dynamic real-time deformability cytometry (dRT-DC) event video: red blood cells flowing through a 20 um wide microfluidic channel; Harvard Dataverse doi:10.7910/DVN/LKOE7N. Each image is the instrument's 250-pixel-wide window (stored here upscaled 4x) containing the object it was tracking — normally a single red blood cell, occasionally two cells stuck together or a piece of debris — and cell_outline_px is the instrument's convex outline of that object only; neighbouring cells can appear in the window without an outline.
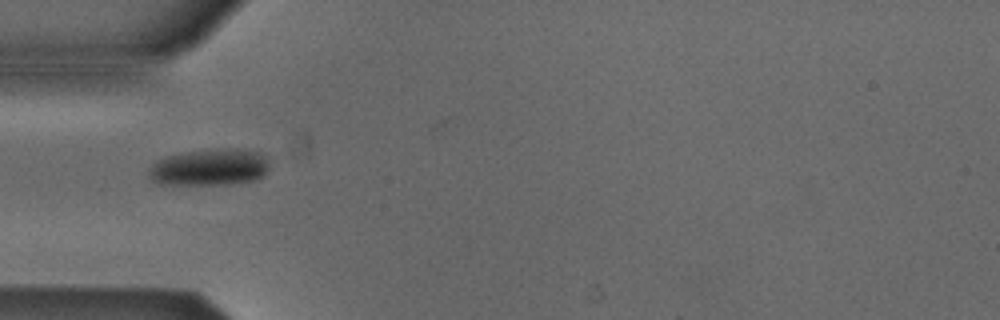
{"species": "Egyptian fruit bat (a non-hibernating species)", "species_latin": "Rousettus aegyptiacus", "temperature_condition": "cold", "stored_images_in_passage": 26, "camera_frame_rate_fps": 3000, "um_per_image_px": 0.085, "animal": {"sex": "male"}, "frame": {"image": 1, "passage_image": 1, "time_ms": 0.0, "image_size_px": [1000, 320], "cell_outline_px": [[268, 168], [264, 176], [256, 180], [228, 184], [156, 184], [148, 176], [148, 168], [156, 160], [164, 156], [188, 152], [220, 148], [232, 148], [260, 152], [268, 156]], "centroid_in_image_um": [17.81, 14.21], "position_along_channel_um": 67.2, "area_um2": 26.13}}
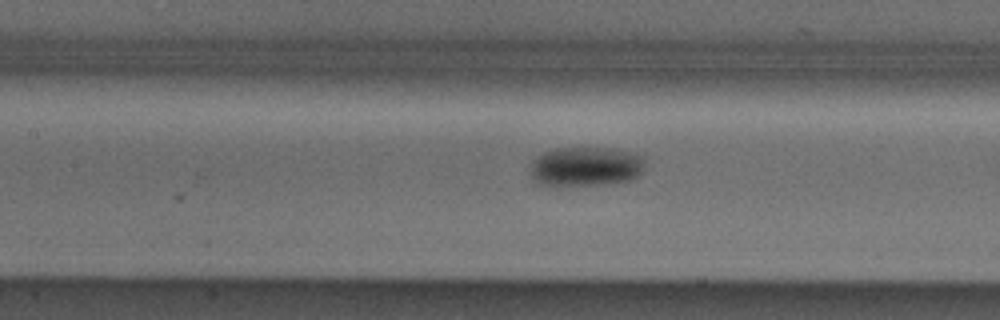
{"frame": {"image": 2, "passage_image": 8, "time_ms": 2.333, "image_size_px": [1000, 320], "cell_outline_px": [[648, 156], [644, 168], [632, 180], [608, 184], [556, 188], [540, 184], [532, 180], [532, 160], [536, 156], [544, 152], [556, 148], [612, 148], [644, 152]], "centroid_in_image_um": [49.86, 14.17], "position_along_channel_um": 157.5, "area_um2": 27.74}}
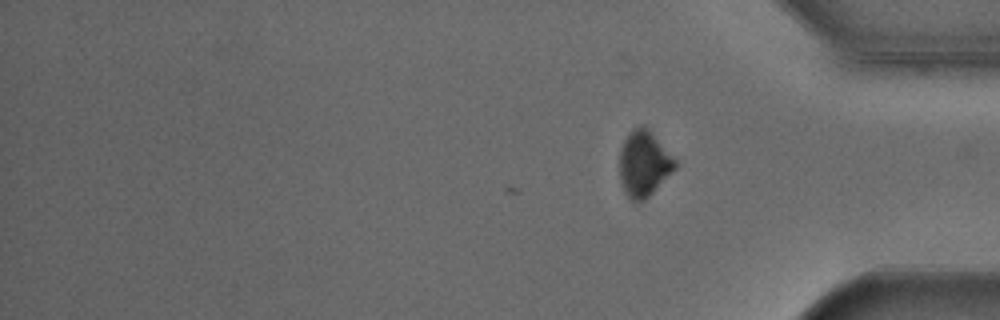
{"frame": {"image": 3, "passage_image": 26, "time_ms": 8.333, "image_size_px": [1000, 320], "cell_outline_px": [[676, 168], [640, 204], [636, 204], [624, 192], [620, 184], [620, 148], [628, 132], [632, 128], [644, 124], [648, 128], [676, 160]], "centroid_in_image_um": [54.7, 13.91], "position_along_channel_um": 380.5, "area_um2": 21.33}, "authors_computed_cell_mechanics": {"area_um2": 25.6343, "velocity_mm_per_s": 3.8834, "shape_relaxation_time_tau1_ms": 9.6371, "shape_relaxation_time_tau2_ms": null, "deformation_change_tau1": 0.1346, "deformation_change_tau2": null}}